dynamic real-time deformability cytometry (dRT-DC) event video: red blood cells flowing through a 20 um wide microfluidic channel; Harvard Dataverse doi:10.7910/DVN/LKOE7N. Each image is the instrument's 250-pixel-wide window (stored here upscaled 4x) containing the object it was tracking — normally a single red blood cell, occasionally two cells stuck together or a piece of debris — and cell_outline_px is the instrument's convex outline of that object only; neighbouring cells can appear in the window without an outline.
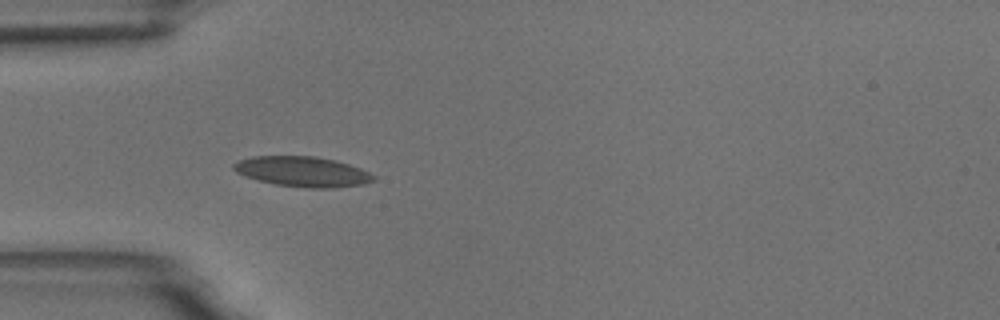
{"species": "common noctule bat (a hibernating species)", "species_latin": "Nyctalus noctula", "temperature_condition": "room temperature", "stored_images_in_passage": 1, "camera_frame_rate_fps": 3000, "um_per_image_px": 0.085, "animal": {"sex": "male", "body_mass_g": 18.8}, "frame": {"image": 1, "passage_image": 1, "time_ms": 0.0, "image_size_px": [1000, 320], "cell_outline_px": [[376, 180], [364, 184], [336, 188], [308, 188], [276, 184], [244, 176], [236, 172], [232, 168], [232, 164], [240, 160], [252, 156], [316, 156], [336, 160], [360, 168], [376, 176]], "centroid_in_image_um": [25.74, 14.59], "position_along_channel_um": 59.3, "area_um2": 24.68}}